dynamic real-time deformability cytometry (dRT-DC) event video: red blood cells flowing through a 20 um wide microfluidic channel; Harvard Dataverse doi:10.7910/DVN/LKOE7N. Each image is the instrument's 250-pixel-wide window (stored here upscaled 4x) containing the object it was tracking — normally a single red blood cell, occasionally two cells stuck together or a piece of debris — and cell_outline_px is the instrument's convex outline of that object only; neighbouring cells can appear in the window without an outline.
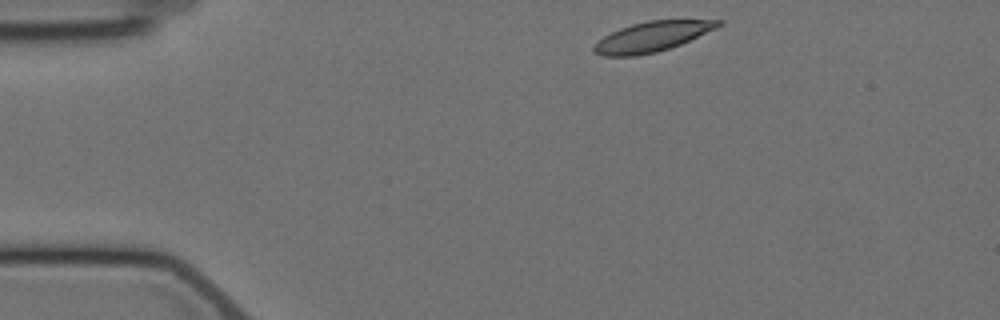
{"species": "Egyptian fruit bat (a non-hibernating species)", "species_latin": "Rousettus aegyptiacus", "temperature_condition": "cold", "stored_images_in_passage": 3, "camera_frame_rate_fps": 3000, "um_per_image_px": 0.085, "animal": {"sex": "female"}, "frame": {"image": 1, "passage_image": 1, "time_ms": 0.0, "image_size_px": [1000, 320], "cell_outline_px": [[724, 24], [716, 28], [680, 44], [656, 52], [636, 56], [604, 56], [596, 52], [592, 48], [604, 36], [620, 28], [632, 24], [648, 20], [724, 20]], "centroid_in_image_um": [55.44, 3.1], "position_along_channel_um": 29.6, "area_um2": 21.39}}